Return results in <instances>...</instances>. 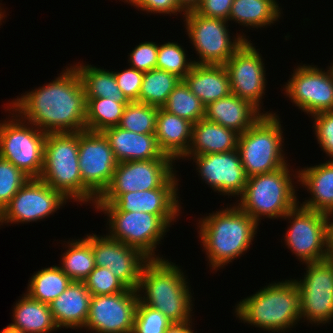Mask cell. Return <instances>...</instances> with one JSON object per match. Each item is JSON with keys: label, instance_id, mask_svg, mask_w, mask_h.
<instances>
[{"label": "cell", "instance_id": "6da1fadb", "mask_svg": "<svg viewBox=\"0 0 333 333\" xmlns=\"http://www.w3.org/2000/svg\"><path fill=\"white\" fill-rule=\"evenodd\" d=\"M69 67L49 84L12 100L9 108L47 134L85 131V91L76 68Z\"/></svg>", "mask_w": 333, "mask_h": 333}, {"label": "cell", "instance_id": "7a4b0ae2", "mask_svg": "<svg viewBox=\"0 0 333 333\" xmlns=\"http://www.w3.org/2000/svg\"><path fill=\"white\" fill-rule=\"evenodd\" d=\"M179 267L165 258L149 259L143 266L139 280L138 298L173 323L192 322L191 309L194 305L191 287Z\"/></svg>", "mask_w": 333, "mask_h": 333}, {"label": "cell", "instance_id": "3957f363", "mask_svg": "<svg viewBox=\"0 0 333 333\" xmlns=\"http://www.w3.org/2000/svg\"><path fill=\"white\" fill-rule=\"evenodd\" d=\"M208 215L198 220V234L209 267L218 270L247 252L259 225L235 204Z\"/></svg>", "mask_w": 333, "mask_h": 333}, {"label": "cell", "instance_id": "277c9868", "mask_svg": "<svg viewBox=\"0 0 333 333\" xmlns=\"http://www.w3.org/2000/svg\"><path fill=\"white\" fill-rule=\"evenodd\" d=\"M234 313L239 320L263 330L287 332L301 320L299 288L294 279L272 282L240 300Z\"/></svg>", "mask_w": 333, "mask_h": 333}, {"label": "cell", "instance_id": "5b68a950", "mask_svg": "<svg viewBox=\"0 0 333 333\" xmlns=\"http://www.w3.org/2000/svg\"><path fill=\"white\" fill-rule=\"evenodd\" d=\"M289 167L287 163L273 172L249 177L236 205L258 224L262 216L283 219L287 212L300 204L295 191L297 187L292 181L296 178L298 182V171L290 173Z\"/></svg>", "mask_w": 333, "mask_h": 333}, {"label": "cell", "instance_id": "8992f818", "mask_svg": "<svg viewBox=\"0 0 333 333\" xmlns=\"http://www.w3.org/2000/svg\"><path fill=\"white\" fill-rule=\"evenodd\" d=\"M278 114L262 115L238 137L237 151L249 177L273 172L287 164Z\"/></svg>", "mask_w": 333, "mask_h": 333}, {"label": "cell", "instance_id": "52a82bcc", "mask_svg": "<svg viewBox=\"0 0 333 333\" xmlns=\"http://www.w3.org/2000/svg\"><path fill=\"white\" fill-rule=\"evenodd\" d=\"M79 132L48 133L44 144L41 181L61 192L69 201L83 202L79 170Z\"/></svg>", "mask_w": 333, "mask_h": 333}, {"label": "cell", "instance_id": "ba28073f", "mask_svg": "<svg viewBox=\"0 0 333 333\" xmlns=\"http://www.w3.org/2000/svg\"><path fill=\"white\" fill-rule=\"evenodd\" d=\"M7 108L12 118L0 123V157L11 162L30 179H38L43 168L47 133L25 122L13 110L11 113L8 105Z\"/></svg>", "mask_w": 333, "mask_h": 333}, {"label": "cell", "instance_id": "9c48e42d", "mask_svg": "<svg viewBox=\"0 0 333 333\" xmlns=\"http://www.w3.org/2000/svg\"><path fill=\"white\" fill-rule=\"evenodd\" d=\"M107 215L111 239L141 251L149 259H161L156 247L178 216H157L146 212L103 211Z\"/></svg>", "mask_w": 333, "mask_h": 333}, {"label": "cell", "instance_id": "30bf717a", "mask_svg": "<svg viewBox=\"0 0 333 333\" xmlns=\"http://www.w3.org/2000/svg\"><path fill=\"white\" fill-rule=\"evenodd\" d=\"M78 159L83 203L95 205L111 183L118 162L104 134L87 130L79 132Z\"/></svg>", "mask_w": 333, "mask_h": 333}, {"label": "cell", "instance_id": "8fae6325", "mask_svg": "<svg viewBox=\"0 0 333 333\" xmlns=\"http://www.w3.org/2000/svg\"><path fill=\"white\" fill-rule=\"evenodd\" d=\"M183 17L188 38L199 56L197 61L193 60L194 64L224 65L249 40L238 33L232 40L226 20L204 17L194 11L186 12Z\"/></svg>", "mask_w": 333, "mask_h": 333}, {"label": "cell", "instance_id": "7c38bea8", "mask_svg": "<svg viewBox=\"0 0 333 333\" xmlns=\"http://www.w3.org/2000/svg\"><path fill=\"white\" fill-rule=\"evenodd\" d=\"M283 218L290 220L285 244L299 261L305 263L326 260L329 256L328 215L306 209L299 204ZM292 220V221H291Z\"/></svg>", "mask_w": 333, "mask_h": 333}, {"label": "cell", "instance_id": "4fadbf2b", "mask_svg": "<svg viewBox=\"0 0 333 333\" xmlns=\"http://www.w3.org/2000/svg\"><path fill=\"white\" fill-rule=\"evenodd\" d=\"M173 159H151L119 162L111 183L101 196H121L123 193L178 187Z\"/></svg>", "mask_w": 333, "mask_h": 333}, {"label": "cell", "instance_id": "5bb4252c", "mask_svg": "<svg viewBox=\"0 0 333 333\" xmlns=\"http://www.w3.org/2000/svg\"><path fill=\"white\" fill-rule=\"evenodd\" d=\"M303 279L296 280L300 294L301 320L326 324L333 319V265L326 259L305 263Z\"/></svg>", "mask_w": 333, "mask_h": 333}, {"label": "cell", "instance_id": "9a60e30c", "mask_svg": "<svg viewBox=\"0 0 333 333\" xmlns=\"http://www.w3.org/2000/svg\"><path fill=\"white\" fill-rule=\"evenodd\" d=\"M303 65V66H302ZM298 65L283 87L286 95L301 111L313 116L333 111V71L325 72L316 65Z\"/></svg>", "mask_w": 333, "mask_h": 333}, {"label": "cell", "instance_id": "2e32d148", "mask_svg": "<svg viewBox=\"0 0 333 333\" xmlns=\"http://www.w3.org/2000/svg\"><path fill=\"white\" fill-rule=\"evenodd\" d=\"M68 199L40 179H29L0 212L3 223H30L49 217Z\"/></svg>", "mask_w": 333, "mask_h": 333}, {"label": "cell", "instance_id": "e0dca14e", "mask_svg": "<svg viewBox=\"0 0 333 333\" xmlns=\"http://www.w3.org/2000/svg\"><path fill=\"white\" fill-rule=\"evenodd\" d=\"M251 40L245 42L224 64L230 80L231 93L249 101L260 112L265 95L266 70L262 55Z\"/></svg>", "mask_w": 333, "mask_h": 333}, {"label": "cell", "instance_id": "ac0fdd59", "mask_svg": "<svg viewBox=\"0 0 333 333\" xmlns=\"http://www.w3.org/2000/svg\"><path fill=\"white\" fill-rule=\"evenodd\" d=\"M138 301L137 290L132 289L112 295L91 296L84 328L93 333H133Z\"/></svg>", "mask_w": 333, "mask_h": 333}, {"label": "cell", "instance_id": "d6986e66", "mask_svg": "<svg viewBox=\"0 0 333 333\" xmlns=\"http://www.w3.org/2000/svg\"><path fill=\"white\" fill-rule=\"evenodd\" d=\"M95 265L108 268L128 289L137 290L143 266L149 260L141 251L107 235L90 234Z\"/></svg>", "mask_w": 333, "mask_h": 333}, {"label": "cell", "instance_id": "ffe728a7", "mask_svg": "<svg viewBox=\"0 0 333 333\" xmlns=\"http://www.w3.org/2000/svg\"><path fill=\"white\" fill-rule=\"evenodd\" d=\"M186 157L196 163L201 179L220 195L239 197L243 194L248 176L237 149L223 153L185 155L182 159Z\"/></svg>", "mask_w": 333, "mask_h": 333}, {"label": "cell", "instance_id": "44dd1931", "mask_svg": "<svg viewBox=\"0 0 333 333\" xmlns=\"http://www.w3.org/2000/svg\"><path fill=\"white\" fill-rule=\"evenodd\" d=\"M178 187L123 193L121 196H100L97 211L146 212L157 216H179L181 205Z\"/></svg>", "mask_w": 333, "mask_h": 333}, {"label": "cell", "instance_id": "7402d4cb", "mask_svg": "<svg viewBox=\"0 0 333 333\" xmlns=\"http://www.w3.org/2000/svg\"><path fill=\"white\" fill-rule=\"evenodd\" d=\"M102 133L108 139L118 163L151 159H171L159 148L157 138L154 134H139L124 130L119 126L107 128Z\"/></svg>", "mask_w": 333, "mask_h": 333}, {"label": "cell", "instance_id": "603a6c76", "mask_svg": "<svg viewBox=\"0 0 333 333\" xmlns=\"http://www.w3.org/2000/svg\"><path fill=\"white\" fill-rule=\"evenodd\" d=\"M274 112H260L249 101L230 94L211 102L205 107L204 118L231 129L239 135L249 129L262 115H275Z\"/></svg>", "mask_w": 333, "mask_h": 333}, {"label": "cell", "instance_id": "cb8c5ba5", "mask_svg": "<svg viewBox=\"0 0 333 333\" xmlns=\"http://www.w3.org/2000/svg\"><path fill=\"white\" fill-rule=\"evenodd\" d=\"M91 294L84 282L72 281L64 292L49 303L57 327L82 329L89 315Z\"/></svg>", "mask_w": 333, "mask_h": 333}, {"label": "cell", "instance_id": "d4e9b609", "mask_svg": "<svg viewBox=\"0 0 333 333\" xmlns=\"http://www.w3.org/2000/svg\"><path fill=\"white\" fill-rule=\"evenodd\" d=\"M298 182L311 194L300 206L327 215L333 212V160L299 169Z\"/></svg>", "mask_w": 333, "mask_h": 333}, {"label": "cell", "instance_id": "484cf974", "mask_svg": "<svg viewBox=\"0 0 333 333\" xmlns=\"http://www.w3.org/2000/svg\"><path fill=\"white\" fill-rule=\"evenodd\" d=\"M183 81L205 106L231 94L224 65L194 64Z\"/></svg>", "mask_w": 333, "mask_h": 333}, {"label": "cell", "instance_id": "4316f807", "mask_svg": "<svg viewBox=\"0 0 333 333\" xmlns=\"http://www.w3.org/2000/svg\"><path fill=\"white\" fill-rule=\"evenodd\" d=\"M192 123L158 108L154 135L159 148L174 161L182 159L191 142Z\"/></svg>", "mask_w": 333, "mask_h": 333}, {"label": "cell", "instance_id": "83f0119b", "mask_svg": "<svg viewBox=\"0 0 333 333\" xmlns=\"http://www.w3.org/2000/svg\"><path fill=\"white\" fill-rule=\"evenodd\" d=\"M239 134L215 122L199 120L192 125L191 142L186 155L223 153L236 150Z\"/></svg>", "mask_w": 333, "mask_h": 333}, {"label": "cell", "instance_id": "f1b7e54d", "mask_svg": "<svg viewBox=\"0 0 333 333\" xmlns=\"http://www.w3.org/2000/svg\"><path fill=\"white\" fill-rule=\"evenodd\" d=\"M13 306V323L10 325L26 333H49L58 330L49 304L22 294Z\"/></svg>", "mask_w": 333, "mask_h": 333}, {"label": "cell", "instance_id": "f546056e", "mask_svg": "<svg viewBox=\"0 0 333 333\" xmlns=\"http://www.w3.org/2000/svg\"><path fill=\"white\" fill-rule=\"evenodd\" d=\"M281 10L277 0H233L228 21L243 27L267 28L278 21Z\"/></svg>", "mask_w": 333, "mask_h": 333}, {"label": "cell", "instance_id": "4dcf8cb0", "mask_svg": "<svg viewBox=\"0 0 333 333\" xmlns=\"http://www.w3.org/2000/svg\"><path fill=\"white\" fill-rule=\"evenodd\" d=\"M77 64L73 66L80 76L85 98H109L116 99V102L129 103L117 85L113 71L93 67L91 64Z\"/></svg>", "mask_w": 333, "mask_h": 333}, {"label": "cell", "instance_id": "1f68e13d", "mask_svg": "<svg viewBox=\"0 0 333 333\" xmlns=\"http://www.w3.org/2000/svg\"><path fill=\"white\" fill-rule=\"evenodd\" d=\"M71 282L59 266L53 265L32 275L26 294L32 299L49 304L64 292Z\"/></svg>", "mask_w": 333, "mask_h": 333}, {"label": "cell", "instance_id": "d6a6232c", "mask_svg": "<svg viewBox=\"0 0 333 333\" xmlns=\"http://www.w3.org/2000/svg\"><path fill=\"white\" fill-rule=\"evenodd\" d=\"M67 243L59 267L72 281L83 282L96 267L91 242L85 237Z\"/></svg>", "mask_w": 333, "mask_h": 333}, {"label": "cell", "instance_id": "836d02e7", "mask_svg": "<svg viewBox=\"0 0 333 333\" xmlns=\"http://www.w3.org/2000/svg\"><path fill=\"white\" fill-rule=\"evenodd\" d=\"M181 80L177 75L159 69L144 72L139 102L162 108Z\"/></svg>", "mask_w": 333, "mask_h": 333}, {"label": "cell", "instance_id": "e575fe53", "mask_svg": "<svg viewBox=\"0 0 333 333\" xmlns=\"http://www.w3.org/2000/svg\"><path fill=\"white\" fill-rule=\"evenodd\" d=\"M127 104L116 102V99L86 98V130L103 132L107 128L118 126Z\"/></svg>", "mask_w": 333, "mask_h": 333}, {"label": "cell", "instance_id": "d590c367", "mask_svg": "<svg viewBox=\"0 0 333 333\" xmlns=\"http://www.w3.org/2000/svg\"><path fill=\"white\" fill-rule=\"evenodd\" d=\"M205 107L202 101L190 91L186 83L181 80L169 94L168 100L162 108L170 114L195 124L204 118Z\"/></svg>", "mask_w": 333, "mask_h": 333}, {"label": "cell", "instance_id": "8d00e7d4", "mask_svg": "<svg viewBox=\"0 0 333 333\" xmlns=\"http://www.w3.org/2000/svg\"><path fill=\"white\" fill-rule=\"evenodd\" d=\"M158 107L138 101L129 102L123 110L118 124L124 130L139 134H154Z\"/></svg>", "mask_w": 333, "mask_h": 333}, {"label": "cell", "instance_id": "74e56055", "mask_svg": "<svg viewBox=\"0 0 333 333\" xmlns=\"http://www.w3.org/2000/svg\"><path fill=\"white\" fill-rule=\"evenodd\" d=\"M193 60H188L184 48L176 42L158 44L156 69L177 75L182 80L191 71Z\"/></svg>", "mask_w": 333, "mask_h": 333}, {"label": "cell", "instance_id": "f35d334b", "mask_svg": "<svg viewBox=\"0 0 333 333\" xmlns=\"http://www.w3.org/2000/svg\"><path fill=\"white\" fill-rule=\"evenodd\" d=\"M30 178L0 157V212Z\"/></svg>", "mask_w": 333, "mask_h": 333}, {"label": "cell", "instance_id": "ab89813d", "mask_svg": "<svg viewBox=\"0 0 333 333\" xmlns=\"http://www.w3.org/2000/svg\"><path fill=\"white\" fill-rule=\"evenodd\" d=\"M91 296L112 295L128 288L106 267L96 266L83 281Z\"/></svg>", "mask_w": 333, "mask_h": 333}, {"label": "cell", "instance_id": "60d3db41", "mask_svg": "<svg viewBox=\"0 0 333 333\" xmlns=\"http://www.w3.org/2000/svg\"><path fill=\"white\" fill-rule=\"evenodd\" d=\"M172 323L160 311L138 301L133 333H166Z\"/></svg>", "mask_w": 333, "mask_h": 333}, {"label": "cell", "instance_id": "b9f144b4", "mask_svg": "<svg viewBox=\"0 0 333 333\" xmlns=\"http://www.w3.org/2000/svg\"><path fill=\"white\" fill-rule=\"evenodd\" d=\"M311 118L319 147L333 160V111L320 112Z\"/></svg>", "mask_w": 333, "mask_h": 333}, {"label": "cell", "instance_id": "7bdbcfd3", "mask_svg": "<svg viewBox=\"0 0 333 333\" xmlns=\"http://www.w3.org/2000/svg\"><path fill=\"white\" fill-rule=\"evenodd\" d=\"M158 44L155 42H141L128 55V63L132 68L147 72L156 69Z\"/></svg>", "mask_w": 333, "mask_h": 333}, {"label": "cell", "instance_id": "ee69618b", "mask_svg": "<svg viewBox=\"0 0 333 333\" xmlns=\"http://www.w3.org/2000/svg\"><path fill=\"white\" fill-rule=\"evenodd\" d=\"M116 83L121 92L129 102L138 101L140 88L143 81L144 72L135 68L121 70V72L113 71Z\"/></svg>", "mask_w": 333, "mask_h": 333}, {"label": "cell", "instance_id": "f6af8a7d", "mask_svg": "<svg viewBox=\"0 0 333 333\" xmlns=\"http://www.w3.org/2000/svg\"><path fill=\"white\" fill-rule=\"evenodd\" d=\"M127 3L132 5L138 10L145 11L146 13H161V14H178L184 11L179 7L178 0H128ZM178 12V13H177Z\"/></svg>", "mask_w": 333, "mask_h": 333}, {"label": "cell", "instance_id": "bcb514c9", "mask_svg": "<svg viewBox=\"0 0 333 333\" xmlns=\"http://www.w3.org/2000/svg\"><path fill=\"white\" fill-rule=\"evenodd\" d=\"M233 0H201L195 13L208 18H219L228 21Z\"/></svg>", "mask_w": 333, "mask_h": 333}, {"label": "cell", "instance_id": "7dc6e473", "mask_svg": "<svg viewBox=\"0 0 333 333\" xmlns=\"http://www.w3.org/2000/svg\"><path fill=\"white\" fill-rule=\"evenodd\" d=\"M191 322H183V323H172V325L167 329L166 333H194L191 328Z\"/></svg>", "mask_w": 333, "mask_h": 333}, {"label": "cell", "instance_id": "c3c4849f", "mask_svg": "<svg viewBox=\"0 0 333 333\" xmlns=\"http://www.w3.org/2000/svg\"><path fill=\"white\" fill-rule=\"evenodd\" d=\"M201 0H178L179 7L184 11V14L189 11H194Z\"/></svg>", "mask_w": 333, "mask_h": 333}, {"label": "cell", "instance_id": "681fc988", "mask_svg": "<svg viewBox=\"0 0 333 333\" xmlns=\"http://www.w3.org/2000/svg\"><path fill=\"white\" fill-rule=\"evenodd\" d=\"M1 333H26L22 330H19L17 328H14L13 326H11L10 324L3 328V330L1 331Z\"/></svg>", "mask_w": 333, "mask_h": 333}, {"label": "cell", "instance_id": "f907efd6", "mask_svg": "<svg viewBox=\"0 0 333 333\" xmlns=\"http://www.w3.org/2000/svg\"><path fill=\"white\" fill-rule=\"evenodd\" d=\"M333 212L328 214V233H329V237H333ZM332 218V219H330ZM331 220V221H330Z\"/></svg>", "mask_w": 333, "mask_h": 333}, {"label": "cell", "instance_id": "816d5d0a", "mask_svg": "<svg viewBox=\"0 0 333 333\" xmlns=\"http://www.w3.org/2000/svg\"><path fill=\"white\" fill-rule=\"evenodd\" d=\"M328 258H333V237H329V256Z\"/></svg>", "mask_w": 333, "mask_h": 333}, {"label": "cell", "instance_id": "f5cc1de1", "mask_svg": "<svg viewBox=\"0 0 333 333\" xmlns=\"http://www.w3.org/2000/svg\"><path fill=\"white\" fill-rule=\"evenodd\" d=\"M333 265V258H327Z\"/></svg>", "mask_w": 333, "mask_h": 333}]
</instances>
